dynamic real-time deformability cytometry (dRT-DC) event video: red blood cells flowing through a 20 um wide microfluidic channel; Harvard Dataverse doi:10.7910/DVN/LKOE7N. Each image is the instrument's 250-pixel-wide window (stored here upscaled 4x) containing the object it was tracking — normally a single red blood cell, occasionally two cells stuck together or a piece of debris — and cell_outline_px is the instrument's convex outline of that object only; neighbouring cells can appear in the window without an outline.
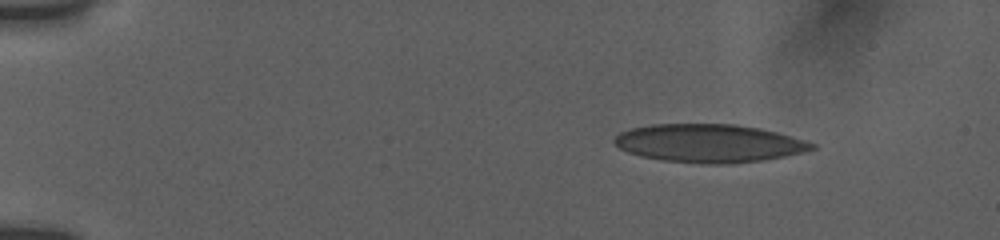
{"species": "human", "species_latin": "Homo sapiens", "temperature_condition": "room temperature", "stored_images_in_passage": 55, "camera_frame_rate_fps": 3000, "um_per_image_px": 0.085, "donor": {"sex": "female"}, "frame": {"image": 1, "passage_image": 4, "time_ms": 1.667, "image_size_px": [1000, 240], "cell_outline_px": [[816, 148], [784, 156], [760, 160], [732, 164], [704, 164], [664, 160], [640, 156], [628, 152], [620, 148], [612, 140], [620, 132], [632, 128], [652, 124], [736, 124], [776, 132], [816, 144]], "centroid_in_image_um": [60.22, 12.18], "position_along_channel_um": 24.8, "area_um2": 43.58}}
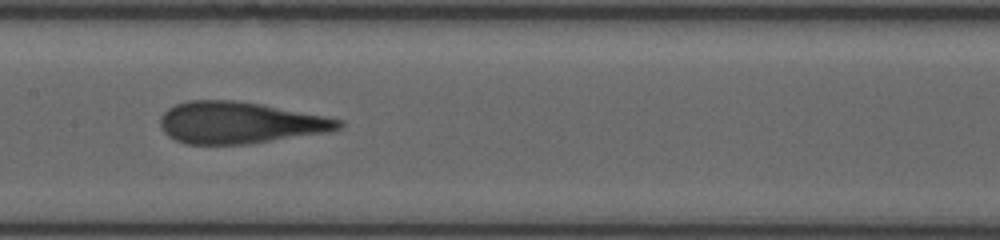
{"frame": {"image": 2, "passage_image": 27, "time_ms": 8.667, "image_size_px": [1000, 240], "cell_outline_px": [[344, 124], [340, 128], [328, 132], [248, 144], [184, 144], [168, 136], [164, 132], [160, 124], [160, 116], [168, 108], [176, 104], [188, 100], [236, 100], [260, 104], [324, 116], [344, 120]], "centroid_in_image_um": [20.36, 10.43], "position_along_channel_um": 187.0, "area_um2": 43.29}}
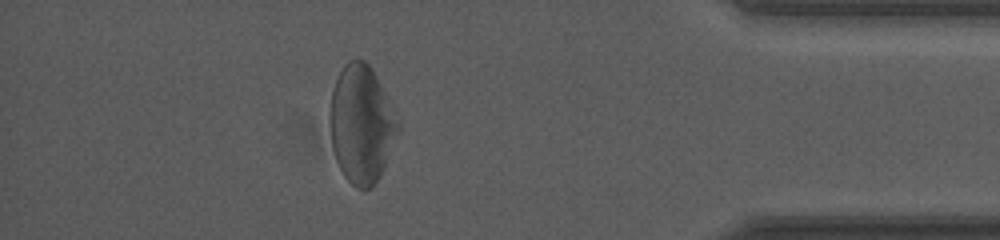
{"frame": {"image": 3, "passage_image": 48, "time_ms": 15.333, "image_size_px": [1000, 240], "cell_outline_px": [[400, 132], [376, 180], [368, 188], [356, 188], [344, 176], [336, 160], [332, 148], [328, 120], [328, 116], [332, 92], [336, 80], [344, 64], [348, 60], [356, 56], [364, 60], [372, 68], [396, 108], [400, 120]], "centroid_in_image_um": [30.73, 10.47], "position_along_channel_um": 404.5, "area_um2": 47.4}, "authors_computed_cell_mechanics": {"area_um2": 44.0436, "velocity_mm_per_s": 3.753, "shape_relaxation_time_tau1_ms": 5.458, "shape_relaxation_time_tau2_ms": 1.2386, "deformation_change_tau1": 0.1802, "deformation_change_tau2": 0.1128}}